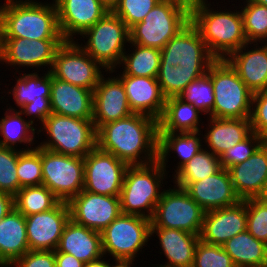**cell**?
Here are the masks:
<instances>
[{"label":"cell","mask_w":267,"mask_h":267,"mask_svg":"<svg viewBox=\"0 0 267 267\" xmlns=\"http://www.w3.org/2000/svg\"><path fill=\"white\" fill-rule=\"evenodd\" d=\"M69 220V206L64 201L51 210L25 216L29 249L55 251Z\"/></svg>","instance_id":"cell-16"},{"label":"cell","mask_w":267,"mask_h":267,"mask_svg":"<svg viewBox=\"0 0 267 267\" xmlns=\"http://www.w3.org/2000/svg\"><path fill=\"white\" fill-rule=\"evenodd\" d=\"M128 166L126 162L96 146L84 157L83 190L119 197Z\"/></svg>","instance_id":"cell-14"},{"label":"cell","mask_w":267,"mask_h":267,"mask_svg":"<svg viewBox=\"0 0 267 267\" xmlns=\"http://www.w3.org/2000/svg\"><path fill=\"white\" fill-rule=\"evenodd\" d=\"M80 36L88 39L84 47H81L109 73H113L116 66L121 65L126 52L124 44L130 42L129 28L112 11H108Z\"/></svg>","instance_id":"cell-9"},{"label":"cell","mask_w":267,"mask_h":267,"mask_svg":"<svg viewBox=\"0 0 267 267\" xmlns=\"http://www.w3.org/2000/svg\"><path fill=\"white\" fill-rule=\"evenodd\" d=\"M38 134L45 129L49 136L39 147L64 155L84 158L96 147L94 122L51 113L42 124Z\"/></svg>","instance_id":"cell-8"},{"label":"cell","mask_w":267,"mask_h":267,"mask_svg":"<svg viewBox=\"0 0 267 267\" xmlns=\"http://www.w3.org/2000/svg\"><path fill=\"white\" fill-rule=\"evenodd\" d=\"M84 264L71 254L55 252V267H84Z\"/></svg>","instance_id":"cell-48"},{"label":"cell","mask_w":267,"mask_h":267,"mask_svg":"<svg viewBox=\"0 0 267 267\" xmlns=\"http://www.w3.org/2000/svg\"><path fill=\"white\" fill-rule=\"evenodd\" d=\"M249 44L251 43L233 51L226 60L237 71L245 85L255 93L267 89V47L264 45L246 50Z\"/></svg>","instance_id":"cell-27"},{"label":"cell","mask_w":267,"mask_h":267,"mask_svg":"<svg viewBox=\"0 0 267 267\" xmlns=\"http://www.w3.org/2000/svg\"><path fill=\"white\" fill-rule=\"evenodd\" d=\"M183 1H187V2H190V3H191V2H193L194 0H183Z\"/></svg>","instance_id":"cell-55"},{"label":"cell","mask_w":267,"mask_h":267,"mask_svg":"<svg viewBox=\"0 0 267 267\" xmlns=\"http://www.w3.org/2000/svg\"><path fill=\"white\" fill-rule=\"evenodd\" d=\"M55 252L68 253L83 263L103 257L102 235L71 219L64 226Z\"/></svg>","instance_id":"cell-26"},{"label":"cell","mask_w":267,"mask_h":267,"mask_svg":"<svg viewBox=\"0 0 267 267\" xmlns=\"http://www.w3.org/2000/svg\"><path fill=\"white\" fill-rule=\"evenodd\" d=\"M37 72L24 74L16 79L17 83L12 94L18 107V110L24 115L34 116L31 123L34 124V118L37 117L42 123L52 113L50 107V90H51V74L49 71L42 77ZM12 92V93H11Z\"/></svg>","instance_id":"cell-18"},{"label":"cell","mask_w":267,"mask_h":267,"mask_svg":"<svg viewBox=\"0 0 267 267\" xmlns=\"http://www.w3.org/2000/svg\"><path fill=\"white\" fill-rule=\"evenodd\" d=\"M250 114L252 132L267 141V89L253 93Z\"/></svg>","instance_id":"cell-46"},{"label":"cell","mask_w":267,"mask_h":267,"mask_svg":"<svg viewBox=\"0 0 267 267\" xmlns=\"http://www.w3.org/2000/svg\"><path fill=\"white\" fill-rule=\"evenodd\" d=\"M246 6L241 9L243 26L249 43L264 42L267 38V6L260 5L252 0H246Z\"/></svg>","instance_id":"cell-38"},{"label":"cell","mask_w":267,"mask_h":267,"mask_svg":"<svg viewBox=\"0 0 267 267\" xmlns=\"http://www.w3.org/2000/svg\"><path fill=\"white\" fill-rule=\"evenodd\" d=\"M246 230L267 244V197L246 199Z\"/></svg>","instance_id":"cell-42"},{"label":"cell","mask_w":267,"mask_h":267,"mask_svg":"<svg viewBox=\"0 0 267 267\" xmlns=\"http://www.w3.org/2000/svg\"><path fill=\"white\" fill-rule=\"evenodd\" d=\"M215 60L198 29L189 22L161 49L157 81L164 96H180Z\"/></svg>","instance_id":"cell-1"},{"label":"cell","mask_w":267,"mask_h":267,"mask_svg":"<svg viewBox=\"0 0 267 267\" xmlns=\"http://www.w3.org/2000/svg\"><path fill=\"white\" fill-rule=\"evenodd\" d=\"M133 52L123 54L121 63L124 66L121 75L136 77H157L159 72L161 50L150 47H143L137 44Z\"/></svg>","instance_id":"cell-34"},{"label":"cell","mask_w":267,"mask_h":267,"mask_svg":"<svg viewBox=\"0 0 267 267\" xmlns=\"http://www.w3.org/2000/svg\"><path fill=\"white\" fill-rule=\"evenodd\" d=\"M199 113L202 112L179 96L166 98L163 114L158 120V132H201Z\"/></svg>","instance_id":"cell-31"},{"label":"cell","mask_w":267,"mask_h":267,"mask_svg":"<svg viewBox=\"0 0 267 267\" xmlns=\"http://www.w3.org/2000/svg\"><path fill=\"white\" fill-rule=\"evenodd\" d=\"M200 132H183L169 133L158 132V161L166 170L167 158L170 152L176 151L181 159L175 172H177L184 164L194 157L203 147L199 134ZM169 155V156H167Z\"/></svg>","instance_id":"cell-33"},{"label":"cell","mask_w":267,"mask_h":267,"mask_svg":"<svg viewBox=\"0 0 267 267\" xmlns=\"http://www.w3.org/2000/svg\"><path fill=\"white\" fill-rule=\"evenodd\" d=\"M265 142L257 133L252 132L242 142L227 149L220 157L221 166L229 169L235 164L244 162Z\"/></svg>","instance_id":"cell-45"},{"label":"cell","mask_w":267,"mask_h":267,"mask_svg":"<svg viewBox=\"0 0 267 267\" xmlns=\"http://www.w3.org/2000/svg\"><path fill=\"white\" fill-rule=\"evenodd\" d=\"M206 0L190 4V22L198 29L209 52L216 59H226L247 41L243 19L239 10L212 11Z\"/></svg>","instance_id":"cell-3"},{"label":"cell","mask_w":267,"mask_h":267,"mask_svg":"<svg viewBox=\"0 0 267 267\" xmlns=\"http://www.w3.org/2000/svg\"><path fill=\"white\" fill-rule=\"evenodd\" d=\"M133 114L124 85L119 77L102 75L93 91V122L95 129L105 123Z\"/></svg>","instance_id":"cell-23"},{"label":"cell","mask_w":267,"mask_h":267,"mask_svg":"<svg viewBox=\"0 0 267 267\" xmlns=\"http://www.w3.org/2000/svg\"><path fill=\"white\" fill-rule=\"evenodd\" d=\"M185 102L193 104L208 117H213L214 89L210 75L206 72L192 81L179 96Z\"/></svg>","instance_id":"cell-39"},{"label":"cell","mask_w":267,"mask_h":267,"mask_svg":"<svg viewBox=\"0 0 267 267\" xmlns=\"http://www.w3.org/2000/svg\"><path fill=\"white\" fill-rule=\"evenodd\" d=\"M192 267H236L231 257L221 245L199 242L195 248Z\"/></svg>","instance_id":"cell-43"},{"label":"cell","mask_w":267,"mask_h":267,"mask_svg":"<svg viewBox=\"0 0 267 267\" xmlns=\"http://www.w3.org/2000/svg\"><path fill=\"white\" fill-rule=\"evenodd\" d=\"M70 219L82 226L102 232L120 214V198L82 190L68 202Z\"/></svg>","instance_id":"cell-15"},{"label":"cell","mask_w":267,"mask_h":267,"mask_svg":"<svg viewBox=\"0 0 267 267\" xmlns=\"http://www.w3.org/2000/svg\"><path fill=\"white\" fill-rule=\"evenodd\" d=\"M0 10L3 38L63 39L55 2L50 5L32 0H6Z\"/></svg>","instance_id":"cell-4"},{"label":"cell","mask_w":267,"mask_h":267,"mask_svg":"<svg viewBox=\"0 0 267 267\" xmlns=\"http://www.w3.org/2000/svg\"><path fill=\"white\" fill-rule=\"evenodd\" d=\"M50 107L52 113L93 120V91L51 75Z\"/></svg>","instance_id":"cell-24"},{"label":"cell","mask_w":267,"mask_h":267,"mask_svg":"<svg viewBox=\"0 0 267 267\" xmlns=\"http://www.w3.org/2000/svg\"><path fill=\"white\" fill-rule=\"evenodd\" d=\"M77 42L64 41L55 54L50 74L66 81L94 91L104 68L95 61ZM102 68V69H101Z\"/></svg>","instance_id":"cell-13"},{"label":"cell","mask_w":267,"mask_h":267,"mask_svg":"<svg viewBox=\"0 0 267 267\" xmlns=\"http://www.w3.org/2000/svg\"><path fill=\"white\" fill-rule=\"evenodd\" d=\"M161 0H119L112 12L130 29L142 22L149 11Z\"/></svg>","instance_id":"cell-44"},{"label":"cell","mask_w":267,"mask_h":267,"mask_svg":"<svg viewBox=\"0 0 267 267\" xmlns=\"http://www.w3.org/2000/svg\"><path fill=\"white\" fill-rule=\"evenodd\" d=\"M100 1L109 11H112L119 2V0H100Z\"/></svg>","instance_id":"cell-52"},{"label":"cell","mask_w":267,"mask_h":267,"mask_svg":"<svg viewBox=\"0 0 267 267\" xmlns=\"http://www.w3.org/2000/svg\"><path fill=\"white\" fill-rule=\"evenodd\" d=\"M151 227L173 228L199 235L205 211L180 187L162 189Z\"/></svg>","instance_id":"cell-11"},{"label":"cell","mask_w":267,"mask_h":267,"mask_svg":"<svg viewBox=\"0 0 267 267\" xmlns=\"http://www.w3.org/2000/svg\"><path fill=\"white\" fill-rule=\"evenodd\" d=\"M228 171L235 193L241 200L267 197V141L251 157Z\"/></svg>","instance_id":"cell-19"},{"label":"cell","mask_w":267,"mask_h":267,"mask_svg":"<svg viewBox=\"0 0 267 267\" xmlns=\"http://www.w3.org/2000/svg\"><path fill=\"white\" fill-rule=\"evenodd\" d=\"M210 124L205 136L209 151L214 155H221L230 147L242 142L251 133L250 119L213 118L209 117Z\"/></svg>","instance_id":"cell-30"},{"label":"cell","mask_w":267,"mask_h":267,"mask_svg":"<svg viewBox=\"0 0 267 267\" xmlns=\"http://www.w3.org/2000/svg\"><path fill=\"white\" fill-rule=\"evenodd\" d=\"M260 5L267 6V0H252Z\"/></svg>","instance_id":"cell-54"},{"label":"cell","mask_w":267,"mask_h":267,"mask_svg":"<svg viewBox=\"0 0 267 267\" xmlns=\"http://www.w3.org/2000/svg\"><path fill=\"white\" fill-rule=\"evenodd\" d=\"M236 267H267V244L247 230L237 234L223 245Z\"/></svg>","instance_id":"cell-32"},{"label":"cell","mask_w":267,"mask_h":267,"mask_svg":"<svg viewBox=\"0 0 267 267\" xmlns=\"http://www.w3.org/2000/svg\"><path fill=\"white\" fill-rule=\"evenodd\" d=\"M116 264H109L108 267H131V264H134V260L131 259H114Z\"/></svg>","instance_id":"cell-50"},{"label":"cell","mask_w":267,"mask_h":267,"mask_svg":"<svg viewBox=\"0 0 267 267\" xmlns=\"http://www.w3.org/2000/svg\"><path fill=\"white\" fill-rule=\"evenodd\" d=\"M214 89L213 118H250L253 92L226 59H216L207 72Z\"/></svg>","instance_id":"cell-7"},{"label":"cell","mask_w":267,"mask_h":267,"mask_svg":"<svg viewBox=\"0 0 267 267\" xmlns=\"http://www.w3.org/2000/svg\"><path fill=\"white\" fill-rule=\"evenodd\" d=\"M55 267V251L29 250L9 267Z\"/></svg>","instance_id":"cell-47"},{"label":"cell","mask_w":267,"mask_h":267,"mask_svg":"<svg viewBox=\"0 0 267 267\" xmlns=\"http://www.w3.org/2000/svg\"><path fill=\"white\" fill-rule=\"evenodd\" d=\"M246 200L237 204L207 211L204 214L200 240L211 245H223L239 233L246 231Z\"/></svg>","instance_id":"cell-21"},{"label":"cell","mask_w":267,"mask_h":267,"mask_svg":"<svg viewBox=\"0 0 267 267\" xmlns=\"http://www.w3.org/2000/svg\"><path fill=\"white\" fill-rule=\"evenodd\" d=\"M42 185L60 200L68 202L84 187V158L41 148Z\"/></svg>","instance_id":"cell-12"},{"label":"cell","mask_w":267,"mask_h":267,"mask_svg":"<svg viewBox=\"0 0 267 267\" xmlns=\"http://www.w3.org/2000/svg\"><path fill=\"white\" fill-rule=\"evenodd\" d=\"M190 4L183 0H161L142 22L129 29V43L161 50L190 22Z\"/></svg>","instance_id":"cell-6"},{"label":"cell","mask_w":267,"mask_h":267,"mask_svg":"<svg viewBox=\"0 0 267 267\" xmlns=\"http://www.w3.org/2000/svg\"><path fill=\"white\" fill-rule=\"evenodd\" d=\"M96 137L100 150L128 165H146L158 160V121L151 116L133 113L105 123L97 129Z\"/></svg>","instance_id":"cell-2"},{"label":"cell","mask_w":267,"mask_h":267,"mask_svg":"<svg viewBox=\"0 0 267 267\" xmlns=\"http://www.w3.org/2000/svg\"><path fill=\"white\" fill-rule=\"evenodd\" d=\"M156 234L167 263L159 267H192L199 235L173 228L151 227V236Z\"/></svg>","instance_id":"cell-28"},{"label":"cell","mask_w":267,"mask_h":267,"mask_svg":"<svg viewBox=\"0 0 267 267\" xmlns=\"http://www.w3.org/2000/svg\"><path fill=\"white\" fill-rule=\"evenodd\" d=\"M8 111V112H7ZM4 118L0 120V135L3 140H0V146L12 148L17 147L16 143L34 144L35 128L31 120H25L20 111L14 108H7ZM27 121V122H26ZM15 145V146H14Z\"/></svg>","instance_id":"cell-35"},{"label":"cell","mask_w":267,"mask_h":267,"mask_svg":"<svg viewBox=\"0 0 267 267\" xmlns=\"http://www.w3.org/2000/svg\"><path fill=\"white\" fill-rule=\"evenodd\" d=\"M61 201L46 186L21 188L14 195V208L24 216L55 208Z\"/></svg>","instance_id":"cell-36"},{"label":"cell","mask_w":267,"mask_h":267,"mask_svg":"<svg viewBox=\"0 0 267 267\" xmlns=\"http://www.w3.org/2000/svg\"><path fill=\"white\" fill-rule=\"evenodd\" d=\"M101 258L103 257H100L96 260L85 263L84 267H108V262L103 261Z\"/></svg>","instance_id":"cell-51"},{"label":"cell","mask_w":267,"mask_h":267,"mask_svg":"<svg viewBox=\"0 0 267 267\" xmlns=\"http://www.w3.org/2000/svg\"><path fill=\"white\" fill-rule=\"evenodd\" d=\"M103 254L113 259L135 260L151 237V220L139 215L121 213L102 232Z\"/></svg>","instance_id":"cell-10"},{"label":"cell","mask_w":267,"mask_h":267,"mask_svg":"<svg viewBox=\"0 0 267 267\" xmlns=\"http://www.w3.org/2000/svg\"><path fill=\"white\" fill-rule=\"evenodd\" d=\"M17 175L21 188L42 185L41 147L22 151L18 156Z\"/></svg>","instance_id":"cell-41"},{"label":"cell","mask_w":267,"mask_h":267,"mask_svg":"<svg viewBox=\"0 0 267 267\" xmlns=\"http://www.w3.org/2000/svg\"><path fill=\"white\" fill-rule=\"evenodd\" d=\"M58 25L65 41H73L98 22L109 10L100 0H54Z\"/></svg>","instance_id":"cell-22"},{"label":"cell","mask_w":267,"mask_h":267,"mask_svg":"<svg viewBox=\"0 0 267 267\" xmlns=\"http://www.w3.org/2000/svg\"><path fill=\"white\" fill-rule=\"evenodd\" d=\"M14 208V196L0 192V220L4 218Z\"/></svg>","instance_id":"cell-49"},{"label":"cell","mask_w":267,"mask_h":267,"mask_svg":"<svg viewBox=\"0 0 267 267\" xmlns=\"http://www.w3.org/2000/svg\"><path fill=\"white\" fill-rule=\"evenodd\" d=\"M165 172L158 160L146 165H129L119 196L121 213L151 220L162 195L160 188Z\"/></svg>","instance_id":"cell-5"},{"label":"cell","mask_w":267,"mask_h":267,"mask_svg":"<svg viewBox=\"0 0 267 267\" xmlns=\"http://www.w3.org/2000/svg\"><path fill=\"white\" fill-rule=\"evenodd\" d=\"M2 55H3V23L0 10V62L2 61Z\"/></svg>","instance_id":"cell-53"},{"label":"cell","mask_w":267,"mask_h":267,"mask_svg":"<svg viewBox=\"0 0 267 267\" xmlns=\"http://www.w3.org/2000/svg\"><path fill=\"white\" fill-rule=\"evenodd\" d=\"M15 149L0 146V192L13 196L21 189L17 175L18 156L22 151L34 148Z\"/></svg>","instance_id":"cell-40"},{"label":"cell","mask_w":267,"mask_h":267,"mask_svg":"<svg viewBox=\"0 0 267 267\" xmlns=\"http://www.w3.org/2000/svg\"><path fill=\"white\" fill-rule=\"evenodd\" d=\"M29 250L25 216L13 208L0 220V266L9 267Z\"/></svg>","instance_id":"cell-29"},{"label":"cell","mask_w":267,"mask_h":267,"mask_svg":"<svg viewBox=\"0 0 267 267\" xmlns=\"http://www.w3.org/2000/svg\"><path fill=\"white\" fill-rule=\"evenodd\" d=\"M222 168L220 157L203 148L174 175L175 184H191L217 173Z\"/></svg>","instance_id":"cell-37"},{"label":"cell","mask_w":267,"mask_h":267,"mask_svg":"<svg viewBox=\"0 0 267 267\" xmlns=\"http://www.w3.org/2000/svg\"><path fill=\"white\" fill-rule=\"evenodd\" d=\"M176 186L183 188L205 212L233 206L241 200L235 193L229 171L223 167L202 180Z\"/></svg>","instance_id":"cell-20"},{"label":"cell","mask_w":267,"mask_h":267,"mask_svg":"<svg viewBox=\"0 0 267 267\" xmlns=\"http://www.w3.org/2000/svg\"><path fill=\"white\" fill-rule=\"evenodd\" d=\"M64 39L29 40L26 38H3L2 61L13 67L50 66V72L55 54L64 43Z\"/></svg>","instance_id":"cell-17"},{"label":"cell","mask_w":267,"mask_h":267,"mask_svg":"<svg viewBox=\"0 0 267 267\" xmlns=\"http://www.w3.org/2000/svg\"><path fill=\"white\" fill-rule=\"evenodd\" d=\"M118 77L124 85L132 112L151 116L158 121L163 114L166 97L157 77L120 76V74Z\"/></svg>","instance_id":"cell-25"}]
</instances>
